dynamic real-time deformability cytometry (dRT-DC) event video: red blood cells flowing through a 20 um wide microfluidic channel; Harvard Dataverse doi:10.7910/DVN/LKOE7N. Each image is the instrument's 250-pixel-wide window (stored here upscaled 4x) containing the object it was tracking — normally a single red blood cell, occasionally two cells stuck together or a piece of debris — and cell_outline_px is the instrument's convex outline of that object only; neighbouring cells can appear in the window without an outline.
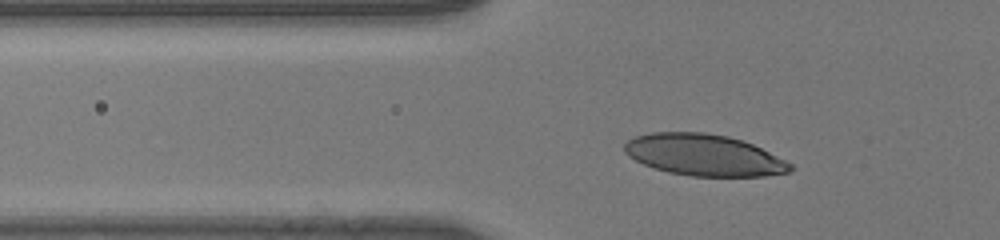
{"species": "human", "species_latin": "Homo sapiens", "temperature_condition": "room temperature", "stored_images_in_passage": 35, "camera_frame_rate_fps": 3000, "um_per_image_px": 0.085, "donor": {"sex": "male"}, "frame": {"image": 1, "passage_image": 9, "time_ms": 2.667, "image_size_px": [1000, 240], "cell_outline_px": [[792, 168], [788, 172], [764, 176], [688, 176], [668, 172], [644, 164], [628, 156], [624, 152], [624, 144], [628, 140], [636, 136], [652, 132], [704, 132], [728, 136], [752, 144], [792, 164]], "centroid_in_image_um": [59.8, 13.17], "position_along_channel_um": 66.0, "area_um2": 39.77}}
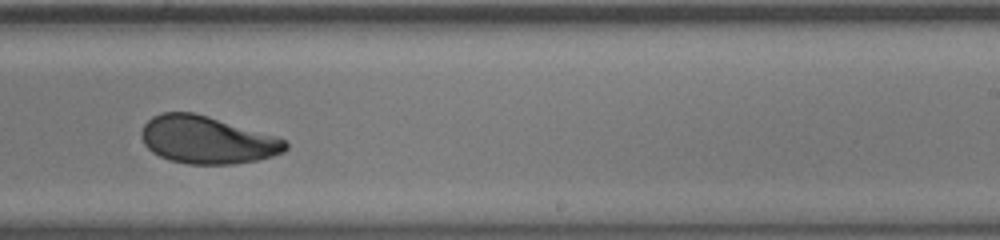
{"frame": {"image": 2, "passage_image": 24, "time_ms": 7.667, "image_size_px": [1000, 240], "cell_outline_px": [[288, 148], [284, 152], [272, 156], [256, 160], [232, 164], [188, 164], [172, 160], [160, 156], [152, 152], [144, 144], [140, 136], [140, 132], [144, 124], [152, 116], [160, 112], [192, 112], [208, 116], [276, 136], [284, 140], [288, 144]], "centroid_in_image_um": [17.57, 11.88], "position_along_channel_um": 271.4, "area_um2": 39.82}}
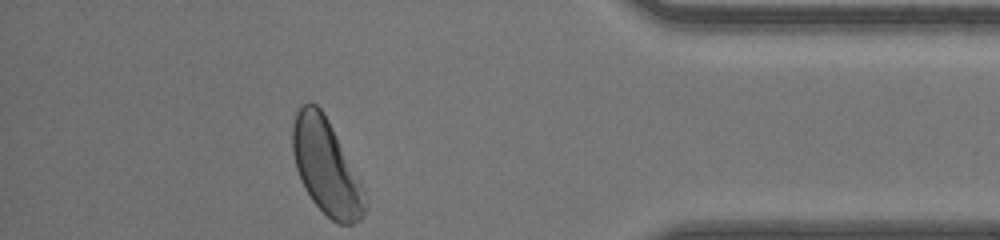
{"frame": {"image": 3, "passage_image": 35, "time_ms": 11.333, "image_size_px": [1000, 240], "cell_outline_px": [[368, 208], [360, 220], [352, 224], [340, 224], [332, 220], [312, 200], [304, 188], [300, 180], [296, 168], [292, 152], [292, 124], [296, 112], [300, 104], [316, 104], [324, 112], [364, 188], [368, 204]], "centroid_in_image_um": [27.73, 14.2], "position_along_channel_um": 407.5, "area_um2": 40.17}}